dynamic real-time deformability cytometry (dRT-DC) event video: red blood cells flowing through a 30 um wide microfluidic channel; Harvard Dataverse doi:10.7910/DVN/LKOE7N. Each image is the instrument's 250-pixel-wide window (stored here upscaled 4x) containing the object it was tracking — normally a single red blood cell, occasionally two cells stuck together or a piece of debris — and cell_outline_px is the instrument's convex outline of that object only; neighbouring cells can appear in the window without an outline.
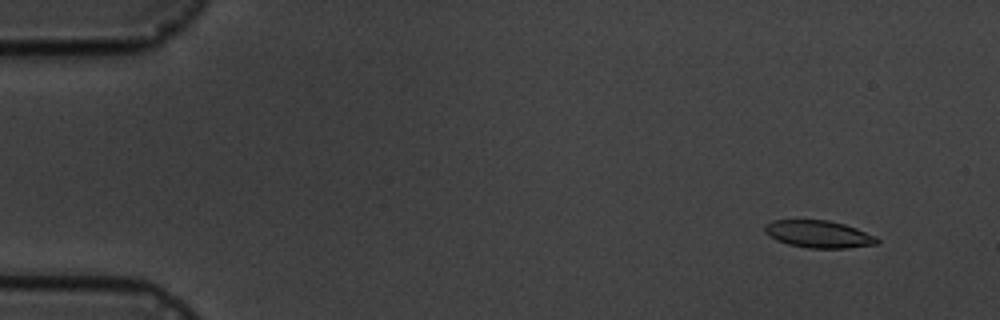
{"species": "common noctule bat (a hibernating species)", "species_latin": "Nyctalus noctula", "temperature_condition": "cold", "stored_images_in_passage": 8, "camera_frame_rate_fps": 3000, "um_per_image_px": 0.085, "animal": {"sex": "male", "body_mass_g": 19.5, "forearm_length_mm": 54.6}, "frame": {"image": 1, "passage_image": 1, "time_ms": 0.0, "image_size_px": [1000, 320], "cell_outline_px": [[880, 244], [848, 248], [808, 248], [788, 244], [776, 240], [768, 236], [764, 232], [764, 224], [772, 220], [828, 220], [844, 224], [856, 228], [876, 236], [880, 240]], "centroid_in_image_um": [69.58, 19.9], "position_along_channel_um": 15.4, "area_um2": 18.09}}
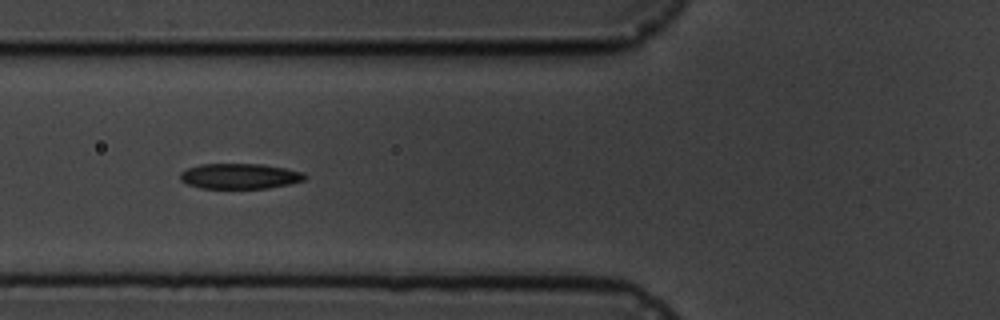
{"frame": {"image": 2, "passage_image": 6, "time_ms": 5.667, "image_size_px": [1000, 320], "cell_outline_px": [[308, 176], [304, 180], [288, 184], [268, 188], [200, 188], [188, 184], [180, 180], [180, 172], [188, 168], [200, 164], [264, 164], [304, 172]], "centroid_in_image_um": [20.38, 14.97], "position_along_channel_um": 105.4, "area_um2": 18.44}}
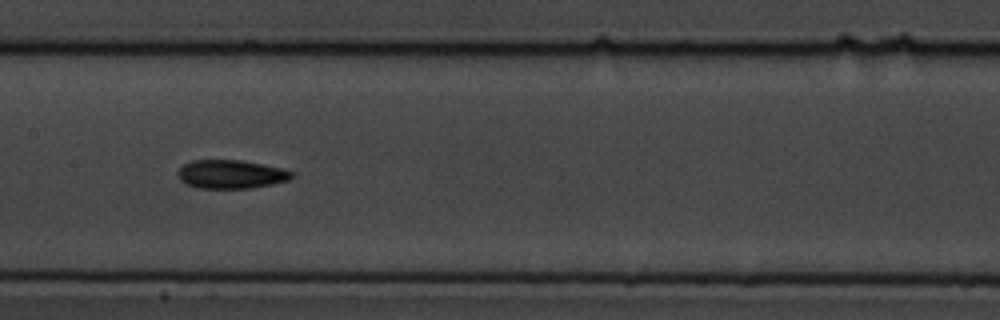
{"frame": {"image": 3, "passage_image": 8, "time_ms": 8.0, "image_size_px": [1000, 320], "cell_outline_px": [[292, 176], [288, 180], [272, 184], [252, 188], [196, 188], [184, 184], [180, 180], [176, 172], [184, 164], [192, 160], [240, 160], [284, 168], [292, 172]], "centroid_in_image_um": [19.59, 14.81], "position_along_channel_um": 187.8, "area_um2": 19.07}}